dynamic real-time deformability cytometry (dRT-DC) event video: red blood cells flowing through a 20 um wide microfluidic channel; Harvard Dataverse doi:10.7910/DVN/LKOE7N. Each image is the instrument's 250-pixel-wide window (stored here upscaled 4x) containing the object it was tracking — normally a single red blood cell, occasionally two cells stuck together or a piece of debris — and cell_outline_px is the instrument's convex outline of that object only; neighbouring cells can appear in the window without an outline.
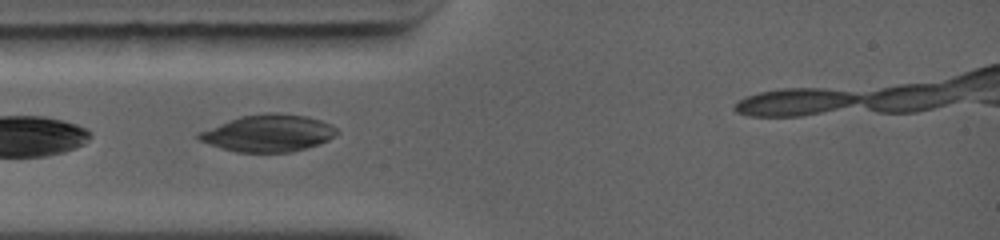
{"species": "common noctule bat (a hibernating species)", "species_latin": "Nyctalus noctula", "temperature_condition": "warm", "stored_images_in_passage": 3, "camera_frame_rate_fps": 5000, "um_per_image_px": 0.085, "animal": {"sex": "female", "body_mass_g": 19.0, "forearm_length_mm": 56.7}, "frame": {"image": 1, "passage_image": 1, "time_ms": 0.0, "image_size_px": [1000, 240], "cell_outline_px": [[340, 132], [336, 136], [320, 144], [292, 152], [236, 152], [220, 148], [200, 140], [196, 136], [196, 132], [240, 116], [268, 112], [276, 112], [304, 116], [320, 120], [332, 124]], "centroid_in_image_um": [22.82, 11.32], "position_along_channel_um": 62.2, "area_um2": 30.0}}